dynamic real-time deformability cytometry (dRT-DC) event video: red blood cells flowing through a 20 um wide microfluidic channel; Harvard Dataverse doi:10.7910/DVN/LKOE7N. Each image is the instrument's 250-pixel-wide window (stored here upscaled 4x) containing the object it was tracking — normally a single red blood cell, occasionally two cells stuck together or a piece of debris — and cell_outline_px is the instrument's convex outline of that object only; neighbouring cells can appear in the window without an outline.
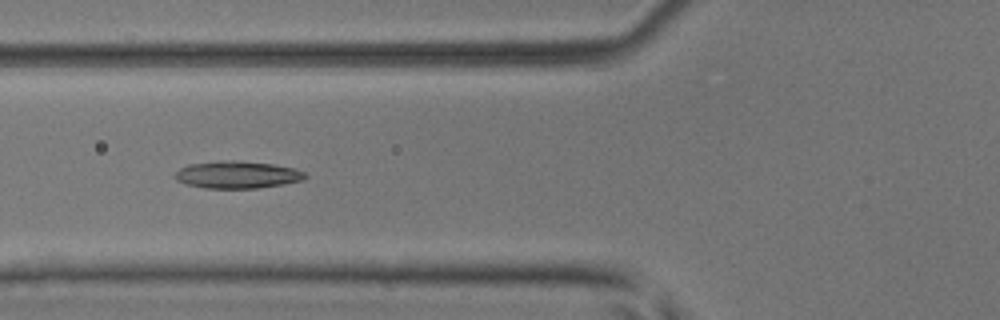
{"species": "common noctule bat (a hibernating species)", "species_latin": "Nyctalus noctula", "temperature_condition": "room temperature", "stored_images_in_passage": 8, "camera_frame_rate_fps": 3000, "um_per_image_px": 0.085, "animal": {"sex": "male", "body_mass_g": 17.9, "forearm_length_mm": 54.2}, "frame": {"image": 1, "passage_image": 6, "time_ms": 1.667, "image_size_px": [1000, 320], "cell_outline_px": [[308, 176], [304, 180], [284, 184], [256, 188], [204, 188], [184, 184], [176, 180], [172, 176], [180, 168], [188, 164], [232, 160], [272, 164], [296, 168], [304, 172]], "centroid_in_image_um": [20.16, 14.86], "position_along_channel_um": 105.6, "area_um2": 20.75}}
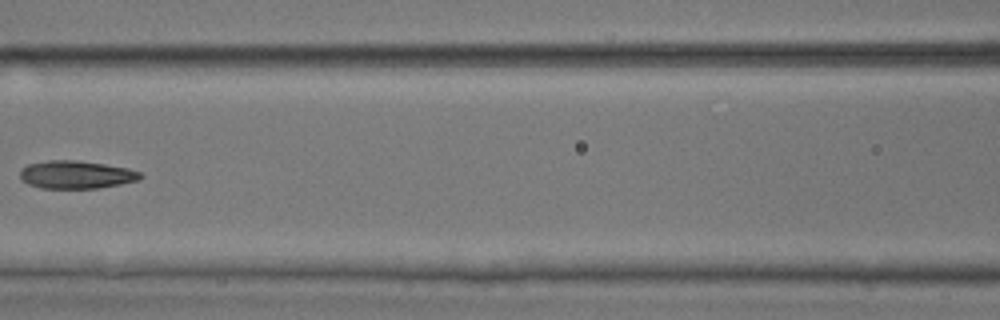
{"frame": {"image": 2, "passage_image": 7, "time_ms": 2.0, "image_size_px": [1000, 320], "cell_outline_px": [[144, 176], [140, 180], [120, 184], [96, 188], [40, 188], [28, 184], [20, 180], [20, 172], [28, 164], [48, 160], [76, 160], [104, 164], [128, 168], [140, 172]], "centroid_in_image_um": [6.48, 14.85], "position_along_channel_um": 160.1, "area_um2": 19.59}}
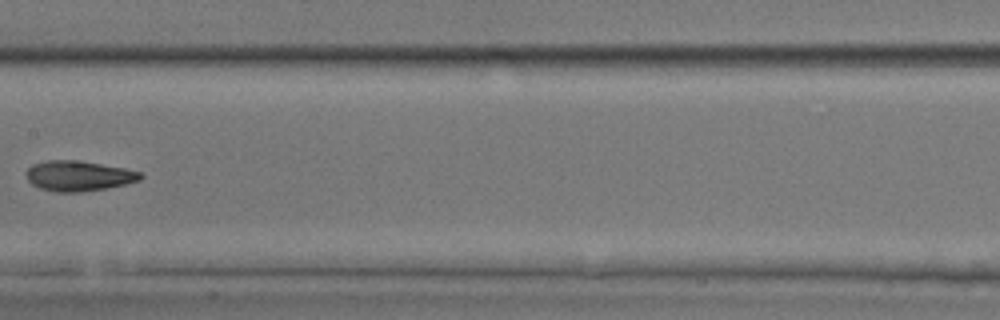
{"frame": {"image": 3, "passage_image": 8, "time_ms": 2.333, "image_size_px": [1000, 320], "cell_outline_px": [[144, 176], [140, 180], [108, 188], [80, 192], [56, 192], [40, 188], [32, 184], [28, 180], [28, 168], [32, 164], [48, 160], [76, 160], [124, 168], [140, 172]], "centroid_in_image_um": [6.69, 14.95], "position_along_channel_um": 200.7, "area_um2": 19.94}}